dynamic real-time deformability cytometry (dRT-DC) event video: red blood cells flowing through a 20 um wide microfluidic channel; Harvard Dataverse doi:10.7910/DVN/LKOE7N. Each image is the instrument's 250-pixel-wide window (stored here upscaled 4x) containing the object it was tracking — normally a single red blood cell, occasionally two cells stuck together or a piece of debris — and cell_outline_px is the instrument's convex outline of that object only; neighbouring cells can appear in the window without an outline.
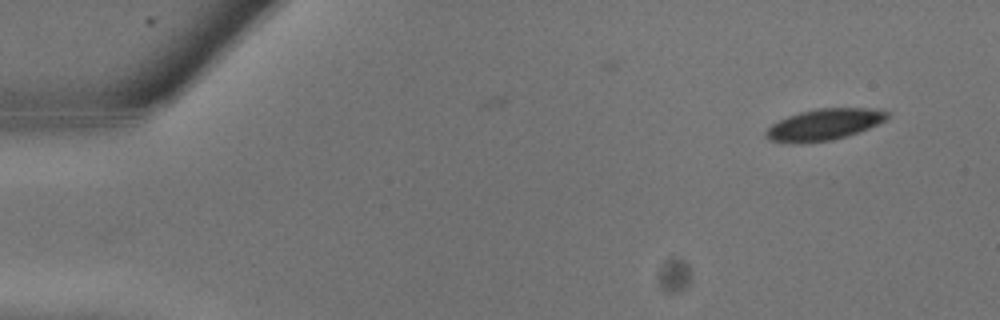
{"species": "common noctule bat (a hibernating species)", "species_latin": "Nyctalus noctula", "temperature_condition": "warm", "stored_images_in_passage": 3, "camera_frame_rate_fps": 3000, "um_per_image_px": 0.085, "animal": {"sex": "male", "body_mass_g": 13.3}, "frame": {"image": 1, "passage_image": 1, "time_ms": 0.0, "image_size_px": [1000, 320], "cell_outline_px": [[888, 120], [860, 132], [848, 136], [832, 140], [800, 144], [788, 144], [768, 140], [764, 136], [764, 132], [772, 124], [788, 116], [800, 112], [816, 108], [872, 108], [888, 112]], "centroid_in_image_um": [70.03, 10.61], "position_along_channel_um": 15.0, "area_um2": 22.6}}